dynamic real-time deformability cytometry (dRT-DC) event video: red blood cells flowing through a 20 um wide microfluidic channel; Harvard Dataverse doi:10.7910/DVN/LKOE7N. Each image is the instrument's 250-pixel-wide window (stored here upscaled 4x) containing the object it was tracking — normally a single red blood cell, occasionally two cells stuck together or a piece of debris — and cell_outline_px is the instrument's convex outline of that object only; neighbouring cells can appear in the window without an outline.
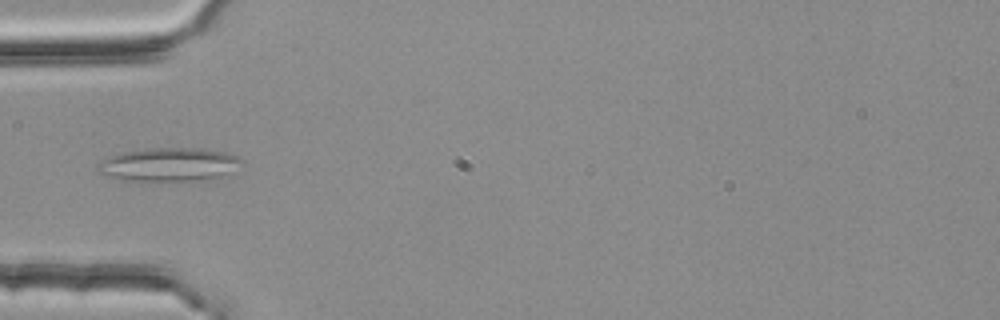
{"species": "common noctule bat (a hibernating species)", "species_latin": "Nyctalus noctula", "temperature_condition": "room temperature", "stored_images_in_passage": 5, "camera_frame_rate_fps": 3000, "um_per_image_px": 0.085, "animal": {"sex": "female", "body_mass_g": 25.1}, "frame": {"image": 1, "passage_image": 5, "time_ms": 1.333, "image_size_px": [1000, 320], "cell_outline_px": [[240, 160], [220, 176], [148, 184], [120, 180], [104, 176], [96, 168], [96, 164], [100, 160], [108, 156], [124, 152], [148, 148], [192, 148], [224, 152], [240, 156]], "centroid_in_image_um": [14.12, 14.01], "position_along_channel_um": 70.9, "area_um2": 28.09}}